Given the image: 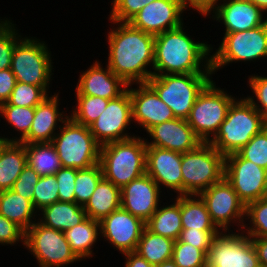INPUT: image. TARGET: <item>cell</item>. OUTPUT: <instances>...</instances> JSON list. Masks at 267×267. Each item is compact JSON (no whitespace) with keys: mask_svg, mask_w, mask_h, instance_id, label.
Wrapping results in <instances>:
<instances>
[{"mask_svg":"<svg viewBox=\"0 0 267 267\" xmlns=\"http://www.w3.org/2000/svg\"><path fill=\"white\" fill-rule=\"evenodd\" d=\"M109 23L113 27L106 32L105 64L127 85L146 83L153 76L155 36L134 28L129 22Z\"/></svg>","mask_w":267,"mask_h":267,"instance_id":"cell-1","label":"cell"},{"mask_svg":"<svg viewBox=\"0 0 267 267\" xmlns=\"http://www.w3.org/2000/svg\"><path fill=\"white\" fill-rule=\"evenodd\" d=\"M185 28L183 24L155 36L153 75L213 73L211 44L195 39Z\"/></svg>","mask_w":267,"mask_h":267,"instance_id":"cell-2","label":"cell"},{"mask_svg":"<svg viewBox=\"0 0 267 267\" xmlns=\"http://www.w3.org/2000/svg\"><path fill=\"white\" fill-rule=\"evenodd\" d=\"M266 126L267 119L242 94L232 102L225 120L209 143L226 157L237 153Z\"/></svg>","mask_w":267,"mask_h":267,"instance_id":"cell-3","label":"cell"},{"mask_svg":"<svg viewBox=\"0 0 267 267\" xmlns=\"http://www.w3.org/2000/svg\"><path fill=\"white\" fill-rule=\"evenodd\" d=\"M146 150L144 137L138 134L102 145L99 164L103 178L122 188L142 176L146 173Z\"/></svg>","mask_w":267,"mask_h":267,"instance_id":"cell-4","label":"cell"},{"mask_svg":"<svg viewBox=\"0 0 267 267\" xmlns=\"http://www.w3.org/2000/svg\"><path fill=\"white\" fill-rule=\"evenodd\" d=\"M23 36L15 45L11 67L18 82L40 86L48 95L52 87L54 65L51 49L44 39ZM51 92V93H50Z\"/></svg>","mask_w":267,"mask_h":267,"instance_id":"cell-5","label":"cell"},{"mask_svg":"<svg viewBox=\"0 0 267 267\" xmlns=\"http://www.w3.org/2000/svg\"><path fill=\"white\" fill-rule=\"evenodd\" d=\"M222 34V41L216 45L217 48L211 43V69L214 76L233 63L244 62L247 65L261 59L264 64L267 63V22L251 30Z\"/></svg>","mask_w":267,"mask_h":267,"instance_id":"cell-6","label":"cell"},{"mask_svg":"<svg viewBox=\"0 0 267 267\" xmlns=\"http://www.w3.org/2000/svg\"><path fill=\"white\" fill-rule=\"evenodd\" d=\"M213 77V73L153 75L146 83L176 118L186 119L197 96Z\"/></svg>","mask_w":267,"mask_h":267,"instance_id":"cell-7","label":"cell"},{"mask_svg":"<svg viewBox=\"0 0 267 267\" xmlns=\"http://www.w3.org/2000/svg\"><path fill=\"white\" fill-rule=\"evenodd\" d=\"M51 144L62 167L87 169L99 163L101 145L90 128L76 123L70 117L63 123Z\"/></svg>","mask_w":267,"mask_h":267,"instance_id":"cell-8","label":"cell"},{"mask_svg":"<svg viewBox=\"0 0 267 267\" xmlns=\"http://www.w3.org/2000/svg\"><path fill=\"white\" fill-rule=\"evenodd\" d=\"M225 156L209 142L182 154L183 195H199L224 178Z\"/></svg>","mask_w":267,"mask_h":267,"instance_id":"cell-9","label":"cell"},{"mask_svg":"<svg viewBox=\"0 0 267 267\" xmlns=\"http://www.w3.org/2000/svg\"><path fill=\"white\" fill-rule=\"evenodd\" d=\"M225 89H221L212 79L199 93L186 118L202 142H209L215 136L226 118L230 105L237 98L234 93L229 94Z\"/></svg>","mask_w":267,"mask_h":267,"instance_id":"cell-10","label":"cell"},{"mask_svg":"<svg viewBox=\"0 0 267 267\" xmlns=\"http://www.w3.org/2000/svg\"><path fill=\"white\" fill-rule=\"evenodd\" d=\"M25 250L39 267H65L80 263L64 232L41 224L38 220L25 232Z\"/></svg>","mask_w":267,"mask_h":267,"instance_id":"cell-11","label":"cell"},{"mask_svg":"<svg viewBox=\"0 0 267 267\" xmlns=\"http://www.w3.org/2000/svg\"><path fill=\"white\" fill-rule=\"evenodd\" d=\"M199 196L205 202L212 222L220 231H242L246 205L225 178L212 184Z\"/></svg>","mask_w":267,"mask_h":267,"instance_id":"cell-12","label":"cell"},{"mask_svg":"<svg viewBox=\"0 0 267 267\" xmlns=\"http://www.w3.org/2000/svg\"><path fill=\"white\" fill-rule=\"evenodd\" d=\"M207 267H261L257 252L243 231H220L207 253Z\"/></svg>","mask_w":267,"mask_h":267,"instance_id":"cell-13","label":"cell"},{"mask_svg":"<svg viewBox=\"0 0 267 267\" xmlns=\"http://www.w3.org/2000/svg\"><path fill=\"white\" fill-rule=\"evenodd\" d=\"M224 178L245 205L267 196V170L238 153L225 157Z\"/></svg>","mask_w":267,"mask_h":267,"instance_id":"cell-14","label":"cell"},{"mask_svg":"<svg viewBox=\"0 0 267 267\" xmlns=\"http://www.w3.org/2000/svg\"><path fill=\"white\" fill-rule=\"evenodd\" d=\"M131 124L132 103L130 92L126 90L118 98L109 100L105 110L89 128L95 140L102 146L136 136L137 134L128 131L132 129Z\"/></svg>","mask_w":267,"mask_h":267,"instance_id":"cell-15","label":"cell"},{"mask_svg":"<svg viewBox=\"0 0 267 267\" xmlns=\"http://www.w3.org/2000/svg\"><path fill=\"white\" fill-rule=\"evenodd\" d=\"M186 11H190L186 0H155L145 5L129 23L134 28L156 36L182 26Z\"/></svg>","mask_w":267,"mask_h":267,"instance_id":"cell-16","label":"cell"},{"mask_svg":"<svg viewBox=\"0 0 267 267\" xmlns=\"http://www.w3.org/2000/svg\"><path fill=\"white\" fill-rule=\"evenodd\" d=\"M144 228L141 218L121 207L100 221L101 239L119 254L136 251Z\"/></svg>","mask_w":267,"mask_h":267,"instance_id":"cell-17","label":"cell"},{"mask_svg":"<svg viewBox=\"0 0 267 267\" xmlns=\"http://www.w3.org/2000/svg\"><path fill=\"white\" fill-rule=\"evenodd\" d=\"M223 26L224 33H233L257 28L267 22L265 14L256 5L247 0H223L218 2L205 15Z\"/></svg>","mask_w":267,"mask_h":267,"instance_id":"cell-18","label":"cell"},{"mask_svg":"<svg viewBox=\"0 0 267 267\" xmlns=\"http://www.w3.org/2000/svg\"><path fill=\"white\" fill-rule=\"evenodd\" d=\"M181 163V153L159 147L147 146L146 174L157 183L164 194L166 192L169 193V191L171 192L168 197L173 196V193L176 196L183 195Z\"/></svg>","mask_w":267,"mask_h":267,"instance_id":"cell-19","label":"cell"},{"mask_svg":"<svg viewBox=\"0 0 267 267\" xmlns=\"http://www.w3.org/2000/svg\"><path fill=\"white\" fill-rule=\"evenodd\" d=\"M127 90L130 92L132 121L135 123V128L140 127L147 132L157 124L176 118L173 111L147 83L130 84Z\"/></svg>","mask_w":267,"mask_h":267,"instance_id":"cell-20","label":"cell"},{"mask_svg":"<svg viewBox=\"0 0 267 267\" xmlns=\"http://www.w3.org/2000/svg\"><path fill=\"white\" fill-rule=\"evenodd\" d=\"M163 196L161 188L145 173L121 188V208L146 223L164 201Z\"/></svg>","mask_w":267,"mask_h":267,"instance_id":"cell-21","label":"cell"},{"mask_svg":"<svg viewBox=\"0 0 267 267\" xmlns=\"http://www.w3.org/2000/svg\"><path fill=\"white\" fill-rule=\"evenodd\" d=\"M60 92L48 95L35 107L33 122L28 135L21 141L24 144L51 143L63 123L69 118L68 109L60 110ZM67 111H66V110Z\"/></svg>","mask_w":267,"mask_h":267,"instance_id":"cell-22","label":"cell"},{"mask_svg":"<svg viewBox=\"0 0 267 267\" xmlns=\"http://www.w3.org/2000/svg\"><path fill=\"white\" fill-rule=\"evenodd\" d=\"M144 137L147 146L159 147L178 153L197 148L202 140L196 135L186 119L175 118L151 127ZM149 138V139H148Z\"/></svg>","mask_w":267,"mask_h":267,"instance_id":"cell-23","label":"cell"},{"mask_svg":"<svg viewBox=\"0 0 267 267\" xmlns=\"http://www.w3.org/2000/svg\"><path fill=\"white\" fill-rule=\"evenodd\" d=\"M103 64L95 59L85 71L79 72L74 95L98 96L112 100L127 90L128 85L116 76L105 62Z\"/></svg>","mask_w":267,"mask_h":267,"instance_id":"cell-24","label":"cell"},{"mask_svg":"<svg viewBox=\"0 0 267 267\" xmlns=\"http://www.w3.org/2000/svg\"><path fill=\"white\" fill-rule=\"evenodd\" d=\"M87 218L84 207L75 202H54L38 212V221L50 228L65 232Z\"/></svg>","mask_w":267,"mask_h":267,"instance_id":"cell-25","label":"cell"},{"mask_svg":"<svg viewBox=\"0 0 267 267\" xmlns=\"http://www.w3.org/2000/svg\"><path fill=\"white\" fill-rule=\"evenodd\" d=\"M166 201L165 203L162 202V205L160 204L151 218L145 223V227L154 234L176 241L183 229L181 222L180 195H175L170 199L172 204L168 202V200Z\"/></svg>","mask_w":267,"mask_h":267,"instance_id":"cell-26","label":"cell"},{"mask_svg":"<svg viewBox=\"0 0 267 267\" xmlns=\"http://www.w3.org/2000/svg\"><path fill=\"white\" fill-rule=\"evenodd\" d=\"M26 164L24 143L3 141L0 144V192L12 189Z\"/></svg>","mask_w":267,"mask_h":267,"instance_id":"cell-27","label":"cell"},{"mask_svg":"<svg viewBox=\"0 0 267 267\" xmlns=\"http://www.w3.org/2000/svg\"><path fill=\"white\" fill-rule=\"evenodd\" d=\"M72 251L81 260L95 256L93 248L101 241L100 222L87 217L80 224L64 232Z\"/></svg>","mask_w":267,"mask_h":267,"instance_id":"cell-28","label":"cell"},{"mask_svg":"<svg viewBox=\"0 0 267 267\" xmlns=\"http://www.w3.org/2000/svg\"><path fill=\"white\" fill-rule=\"evenodd\" d=\"M121 207V188L102 178L84 206L87 217L101 221Z\"/></svg>","mask_w":267,"mask_h":267,"instance_id":"cell-29","label":"cell"},{"mask_svg":"<svg viewBox=\"0 0 267 267\" xmlns=\"http://www.w3.org/2000/svg\"><path fill=\"white\" fill-rule=\"evenodd\" d=\"M0 214L25 232L38 220V212L32 202L12 189L0 192Z\"/></svg>","mask_w":267,"mask_h":267,"instance_id":"cell-30","label":"cell"},{"mask_svg":"<svg viewBox=\"0 0 267 267\" xmlns=\"http://www.w3.org/2000/svg\"><path fill=\"white\" fill-rule=\"evenodd\" d=\"M35 114V107H23V106H15L10 105L8 102L2 103L0 105V117L5 122V126L8 127L13 133L17 134L14 135L12 132L7 136L0 132L3 141L6 142H21L29 133L31 124L33 122ZM6 135V136H5ZM14 135V136H12ZM12 136V137H11ZM16 136V137H15Z\"/></svg>","mask_w":267,"mask_h":267,"instance_id":"cell-31","label":"cell"},{"mask_svg":"<svg viewBox=\"0 0 267 267\" xmlns=\"http://www.w3.org/2000/svg\"><path fill=\"white\" fill-rule=\"evenodd\" d=\"M183 228L200 231H220L212 222L205 202L199 195H180Z\"/></svg>","mask_w":267,"mask_h":267,"instance_id":"cell-32","label":"cell"},{"mask_svg":"<svg viewBox=\"0 0 267 267\" xmlns=\"http://www.w3.org/2000/svg\"><path fill=\"white\" fill-rule=\"evenodd\" d=\"M174 244L175 240L154 234L145 227L135 252L156 266L172 259Z\"/></svg>","mask_w":267,"mask_h":267,"instance_id":"cell-33","label":"cell"},{"mask_svg":"<svg viewBox=\"0 0 267 267\" xmlns=\"http://www.w3.org/2000/svg\"><path fill=\"white\" fill-rule=\"evenodd\" d=\"M27 163L40 175H54L61 167L59 156L51 143L24 144Z\"/></svg>","mask_w":267,"mask_h":267,"instance_id":"cell-34","label":"cell"},{"mask_svg":"<svg viewBox=\"0 0 267 267\" xmlns=\"http://www.w3.org/2000/svg\"><path fill=\"white\" fill-rule=\"evenodd\" d=\"M74 96L76 98V101H74L76 105L71 106L72 108L71 111L69 110V117L76 123L87 127H89L101 115L110 100L98 96Z\"/></svg>","mask_w":267,"mask_h":267,"instance_id":"cell-35","label":"cell"},{"mask_svg":"<svg viewBox=\"0 0 267 267\" xmlns=\"http://www.w3.org/2000/svg\"><path fill=\"white\" fill-rule=\"evenodd\" d=\"M242 231L249 237H267V196L246 205Z\"/></svg>","mask_w":267,"mask_h":267,"instance_id":"cell-36","label":"cell"},{"mask_svg":"<svg viewBox=\"0 0 267 267\" xmlns=\"http://www.w3.org/2000/svg\"><path fill=\"white\" fill-rule=\"evenodd\" d=\"M102 178L99 163L87 169H77L74 187L75 203L84 207Z\"/></svg>","mask_w":267,"mask_h":267,"instance_id":"cell-37","label":"cell"},{"mask_svg":"<svg viewBox=\"0 0 267 267\" xmlns=\"http://www.w3.org/2000/svg\"><path fill=\"white\" fill-rule=\"evenodd\" d=\"M18 29L10 17H0V70L11 67L14 47L24 36Z\"/></svg>","mask_w":267,"mask_h":267,"instance_id":"cell-38","label":"cell"},{"mask_svg":"<svg viewBox=\"0 0 267 267\" xmlns=\"http://www.w3.org/2000/svg\"><path fill=\"white\" fill-rule=\"evenodd\" d=\"M208 250H200L191 244L175 241L172 260L178 267H207Z\"/></svg>","mask_w":267,"mask_h":267,"instance_id":"cell-39","label":"cell"},{"mask_svg":"<svg viewBox=\"0 0 267 267\" xmlns=\"http://www.w3.org/2000/svg\"><path fill=\"white\" fill-rule=\"evenodd\" d=\"M243 159L249 160L267 170V126L237 152Z\"/></svg>","mask_w":267,"mask_h":267,"instance_id":"cell-40","label":"cell"},{"mask_svg":"<svg viewBox=\"0 0 267 267\" xmlns=\"http://www.w3.org/2000/svg\"><path fill=\"white\" fill-rule=\"evenodd\" d=\"M47 96L48 94L40 86L17 81L7 102L15 106L36 107Z\"/></svg>","mask_w":267,"mask_h":267,"instance_id":"cell-41","label":"cell"},{"mask_svg":"<svg viewBox=\"0 0 267 267\" xmlns=\"http://www.w3.org/2000/svg\"><path fill=\"white\" fill-rule=\"evenodd\" d=\"M59 201L58 183L54 175L41 176L34 188L33 206L37 212Z\"/></svg>","mask_w":267,"mask_h":267,"instance_id":"cell-42","label":"cell"},{"mask_svg":"<svg viewBox=\"0 0 267 267\" xmlns=\"http://www.w3.org/2000/svg\"><path fill=\"white\" fill-rule=\"evenodd\" d=\"M247 77V87L251 89L249 91L252 94L243 96L267 119V75L265 73L258 75L255 72Z\"/></svg>","mask_w":267,"mask_h":267,"instance_id":"cell-43","label":"cell"},{"mask_svg":"<svg viewBox=\"0 0 267 267\" xmlns=\"http://www.w3.org/2000/svg\"><path fill=\"white\" fill-rule=\"evenodd\" d=\"M155 0H112L109 21L129 22L145 5Z\"/></svg>","mask_w":267,"mask_h":267,"instance_id":"cell-44","label":"cell"},{"mask_svg":"<svg viewBox=\"0 0 267 267\" xmlns=\"http://www.w3.org/2000/svg\"><path fill=\"white\" fill-rule=\"evenodd\" d=\"M77 169L61 167L56 173L55 177L58 183V196L61 202H75V179Z\"/></svg>","mask_w":267,"mask_h":267,"instance_id":"cell-45","label":"cell"},{"mask_svg":"<svg viewBox=\"0 0 267 267\" xmlns=\"http://www.w3.org/2000/svg\"><path fill=\"white\" fill-rule=\"evenodd\" d=\"M40 177L41 176L27 163L15 181L12 190L30 200L33 204L34 188Z\"/></svg>","mask_w":267,"mask_h":267,"instance_id":"cell-46","label":"cell"},{"mask_svg":"<svg viewBox=\"0 0 267 267\" xmlns=\"http://www.w3.org/2000/svg\"><path fill=\"white\" fill-rule=\"evenodd\" d=\"M16 244L25 247V231L0 214V246L12 247L17 246Z\"/></svg>","mask_w":267,"mask_h":267,"instance_id":"cell-47","label":"cell"},{"mask_svg":"<svg viewBox=\"0 0 267 267\" xmlns=\"http://www.w3.org/2000/svg\"><path fill=\"white\" fill-rule=\"evenodd\" d=\"M220 231H200V230H191L188 228H183L179 241L191 244L200 250H209L214 237Z\"/></svg>","mask_w":267,"mask_h":267,"instance_id":"cell-48","label":"cell"},{"mask_svg":"<svg viewBox=\"0 0 267 267\" xmlns=\"http://www.w3.org/2000/svg\"><path fill=\"white\" fill-rule=\"evenodd\" d=\"M16 83V77L10 68L0 70V105L9 100Z\"/></svg>","mask_w":267,"mask_h":267,"instance_id":"cell-49","label":"cell"},{"mask_svg":"<svg viewBox=\"0 0 267 267\" xmlns=\"http://www.w3.org/2000/svg\"><path fill=\"white\" fill-rule=\"evenodd\" d=\"M220 1L223 0H186L189 9L199 15H205Z\"/></svg>","mask_w":267,"mask_h":267,"instance_id":"cell-50","label":"cell"},{"mask_svg":"<svg viewBox=\"0 0 267 267\" xmlns=\"http://www.w3.org/2000/svg\"><path fill=\"white\" fill-rule=\"evenodd\" d=\"M261 267H267V237H250Z\"/></svg>","mask_w":267,"mask_h":267,"instance_id":"cell-51","label":"cell"},{"mask_svg":"<svg viewBox=\"0 0 267 267\" xmlns=\"http://www.w3.org/2000/svg\"><path fill=\"white\" fill-rule=\"evenodd\" d=\"M124 267H155L135 251L122 254Z\"/></svg>","mask_w":267,"mask_h":267,"instance_id":"cell-52","label":"cell"},{"mask_svg":"<svg viewBox=\"0 0 267 267\" xmlns=\"http://www.w3.org/2000/svg\"><path fill=\"white\" fill-rule=\"evenodd\" d=\"M267 14V0H247Z\"/></svg>","mask_w":267,"mask_h":267,"instance_id":"cell-53","label":"cell"},{"mask_svg":"<svg viewBox=\"0 0 267 267\" xmlns=\"http://www.w3.org/2000/svg\"><path fill=\"white\" fill-rule=\"evenodd\" d=\"M155 267H178L172 259L166 260Z\"/></svg>","mask_w":267,"mask_h":267,"instance_id":"cell-54","label":"cell"},{"mask_svg":"<svg viewBox=\"0 0 267 267\" xmlns=\"http://www.w3.org/2000/svg\"><path fill=\"white\" fill-rule=\"evenodd\" d=\"M3 142L2 136L0 135V144Z\"/></svg>","mask_w":267,"mask_h":267,"instance_id":"cell-55","label":"cell"}]
</instances>
